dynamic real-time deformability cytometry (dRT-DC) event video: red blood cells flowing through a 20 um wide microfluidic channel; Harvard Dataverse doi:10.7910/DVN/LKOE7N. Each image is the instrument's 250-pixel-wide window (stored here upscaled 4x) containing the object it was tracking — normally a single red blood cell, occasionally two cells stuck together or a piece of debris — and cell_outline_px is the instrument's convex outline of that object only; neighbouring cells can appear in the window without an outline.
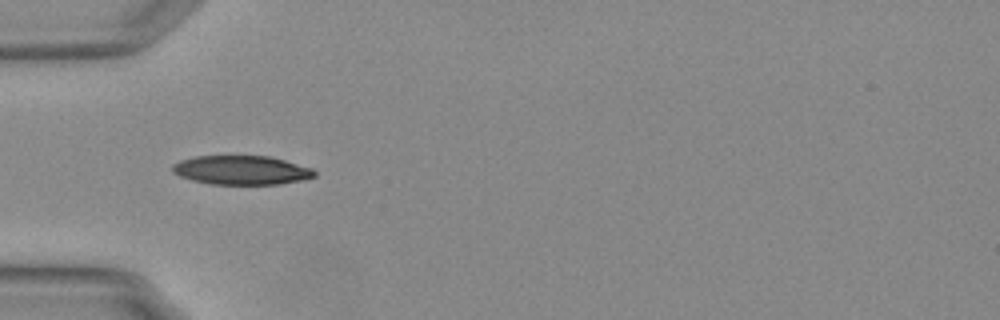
{"species": "Egyptian fruit bat (a non-hibernating species)", "species_latin": "Rousettus aegyptiacus", "temperature_condition": "warm", "stored_images_in_passage": 38, "camera_frame_rate_fps": 3000, "um_per_image_px": 0.085, "animal": {"sex": "female"}, "frame": {"image": 1, "passage_image": 1, "time_ms": 0.0, "image_size_px": [1000, 320], "cell_outline_px": [[316, 176], [300, 180], [280, 184], [212, 184], [192, 180], [180, 176], [172, 172], [172, 164], [180, 160], [196, 156], [268, 156], [284, 160], [312, 168], [316, 172]], "centroid_in_image_um": [20.5, 14.46], "position_along_channel_um": 64.5, "area_um2": 23.93}}
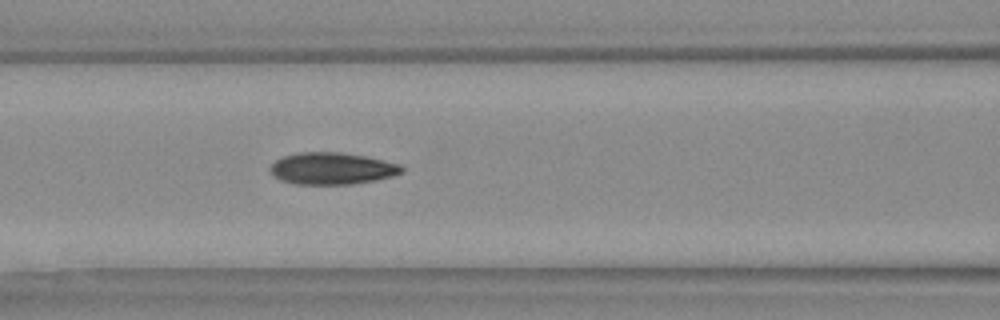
{"frame": {"image": 2, "passage_image": 7, "time_ms": 2.0, "image_size_px": [1000, 320], "cell_outline_px": [[404, 168], [400, 172], [392, 176], [376, 180], [352, 184], [296, 184], [280, 180], [272, 176], [268, 172], [268, 168], [276, 160], [284, 156], [300, 152], [340, 152], [364, 156], [400, 164]], "centroid_in_image_um": [28.16, 14.32], "position_along_channel_um": 138.4, "area_um2": 24.45}}
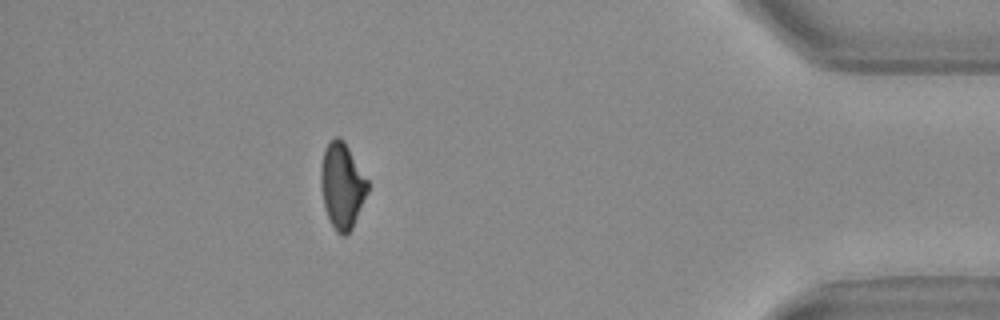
{"frame": {"image": 3, "passage_image": 32, "time_ms": 10.333, "image_size_px": [1000, 320], "cell_outline_px": [[368, 192], [352, 228], [344, 236], [336, 232], [328, 216], [324, 204], [320, 184], [320, 168], [324, 152], [328, 144], [336, 136], [344, 140], [368, 180]], "centroid_in_image_um": [29.08, 15.78], "position_along_channel_um": 406.1, "area_um2": 23.12}, "authors_computed_cell_mechanics": {"area_um2": 24.1026, "velocity_mm_per_s": 3.7707, "shape_relaxation_time_tau1_ms": 4.2024, "shape_relaxation_time_tau2_ms": 3.4308, "deformation_change_tau1": 0.1523, "deformation_change_tau2": 0.0791}}